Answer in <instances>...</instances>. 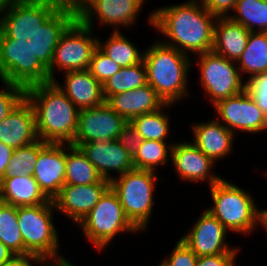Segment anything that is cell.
Instances as JSON below:
<instances>
[{"label": "cell", "mask_w": 267, "mask_h": 266, "mask_svg": "<svg viewBox=\"0 0 267 266\" xmlns=\"http://www.w3.org/2000/svg\"><path fill=\"white\" fill-rule=\"evenodd\" d=\"M92 32L76 15L54 5H38L22 39L21 61L45 81L55 80V69L62 73L87 70L98 47V37Z\"/></svg>", "instance_id": "1"}, {"label": "cell", "mask_w": 267, "mask_h": 266, "mask_svg": "<svg viewBox=\"0 0 267 266\" xmlns=\"http://www.w3.org/2000/svg\"><path fill=\"white\" fill-rule=\"evenodd\" d=\"M198 2L200 0H188L151 12L149 25L168 39H162V43L187 55L212 51L217 17Z\"/></svg>", "instance_id": "2"}, {"label": "cell", "mask_w": 267, "mask_h": 266, "mask_svg": "<svg viewBox=\"0 0 267 266\" xmlns=\"http://www.w3.org/2000/svg\"><path fill=\"white\" fill-rule=\"evenodd\" d=\"M26 98L33 107L40 140L47 143L73 142L80 110L53 81L39 79L28 67Z\"/></svg>", "instance_id": "3"}, {"label": "cell", "mask_w": 267, "mask_h": 266, "mask_svg": "<svg viewBox=\"0 0 267 266\" xmlns=\"http://www.w3.org/2000/svg\"><path fill=\"white\" fill-rule=\"evenodd\" d=\"M144 51L149 84L164 101L175 104L188 95L187 81L192 61L189 56L159 40Z\"/></svg>", "instance_id": "4"}, {"label": "cell", "mask_w": 267, "mask_h": 266, "mask_svg": "<svg viewBox=\"0 0 267 266\" xmlns=\"http://www.w3.org/2000/svg\"><path fill=\"white\" fill-rule=\"evenodd\" d=\"M210 188V212L228 231L248 235L259 226V208L243 188L222 178Z\"/></svg>", "instance_id": "5"}, {"label": "cell", "mask_w": 267, "mask_h": 266, "mask_svg": "<svg viewBox=\"0 0 267 266\" xmlns=\"http://www.w3.org/2000/svg\"><path fill=\"white\" fill-rule=\"evenodd\" d=\"M54 210L56 209L53 200L41 205L17 207L24 255L37 256L44 262L66 260L58 251L59 234L52 220Z\"/></svg>", "instance_id": "6"}, {"label": "cell", "mask_w": 267, "mask_h": 266, "mask_svg": "<svg viewBox=\"0 0 267 266\" xmlns=\"http://www.w3.org/2000/svg\"><path fill=\"white\" fill-rule=\"evenodd\" d=\"M156 181L162 182L155 171L135 168L110 181L126 217L142 232L148 229L153 213Z\"/></svg>", "instance_id": "7"}, {"label": "cell", "mask_w": 267, "mask_h": 266, "mask_svg": "<svg viewBox=\"0 0 267 266\" xmlns=\"http://www.w3.org/2000/svg\"><path fill=\"white\" fill-rule=\"evenodd\" d=\"M78 227L99 252L109 246L119 233L140 232L126 217L119 197L111 187L104 192Z\"/></svg>", "instance_id": "8"}, {"label": "cell", "mask_w": 267, "mask_h": 266, "mask_svg": "<svg viewBox=\"0 0 267 266\" xmlns=\"http://www.w3.org/2000/svg\"><path fill=\"white\" fill-rule=\"evenodd\" d=\"M200 85L215 105L218 101L237 95L245 90L246 83L235 61L228 60L213 51L198 54Z\"/></svg>", "instance_id": "9"}, {"label": "cell", "mask_w": 267, "mask_h": 266, "mask_svg": "<svg viewBox=\"0 0 267 266\" xmlns=\"http://www.w3.org/2000/svg\"><path fill=\"white\" fill-rule=\"evenodd\" d=\"M213 107L218 114L216 119L220 117L218 121L235 135L237 131L257 134L267 129V117L246 90L218 101Z\"/></svg>", "instance_id": "10"}, {"label": "cell", "mask_w": 267, "mask_h": 266, "mask_svg": "<svg viewBox=\"0 0 267 266\" xmlns=\"http://www.w3.org/2000/svg\"><path fill=\"white\" fill-rule=\"evenodd\" d=\"M146 0H89L75 15L89 28L94 29V21L100 25L114 27H129L137 22V17ZM119 27V28H118Z\"/></svg>", "instance_id": "11"}, {"label": "cell", "mask_w": 267, "mask_h": 266, "mask_svg": "<svg viewBox=\"0 0 267 266\" xmlns=\"http://www.w3.org/2000/svg\"><path fill=\"white\" fill-rule=\"evenodd\" d=\"M127 121L108 104L81 109L77 130L71 144L116 140Z\"/></svg>", "instance_id": "12"}, {"label": "cell", "mask_w": 267, "mask_h": 266, "mask_svg": "<svg viewBox=\"0 0 267 266\" xmlns=\"http://www.w3.org/2000/svg\"><path fill=\"white\" fill-rule=\"evenodd\" d=\"M66 148L65 143H47L39 139V156L33 176L49 200H53L65 185Z\"/></svg>", "instance_id": "13"}, {"label": "cell", "mask_w": 267, "mask_h": 266, "mask_svg": "<svg viewBox=\"0 0 267 266\" xmlns=\"http://www.w3.org/2000/svg\"><path fill=\"white\" fill-rule=\"evenodd\" d=\"M179 239L184 242L197 256L216 255L228 252H239V248L228 246L227 233L229 232L206 209L193 224L192 229Z\"/></svg>", "instance_id": "14"}, {"label": "cell", "mask_w": 267, "mask_h": 266, "mask_svg": "<svg viewBox=\"0 0 267 266\" xmlns=\"http://www.w3.org/2000/svg\"><path fill=\"white\" fill-rule=\"evenodd\" d=\"M171 163L181 180L193 183L208 182V186L222 178L213 172L215 162L207 157L192 141L175 142L171 149Z\"/></svg>", "instance_id": "15"}, {"label": "cell", "mask_w": 267, "mask_h": 266, "mask_svg": "<svg viewBox=\"0 0 267 266\" xmlns=\"http://www.w3.org/2000/svg\"><path fill=\"white\" fill-rule=\"evenodd\" d=\"M109 187L110 181L106 179L88 185H64L53 199L55 209L77 225L99 202Z\"/></svg>", "instance_id": "16"}, {"label": "cell", "mask_w": 267, "mask_h": 266, "mask_svg": "<svg viewBox=\"0 0 267 266\" xmlns=\"http://www.w3.org/2000/svg\"><path fill=\"white\" fill-rule=\"evenodd\" d=\"M71 145L79 147L101 177L108 181L114 178L110 174L111 171L116 172L118 175L115 177H117L134 169L133 157L117 139Z\"/></svg>", "instance_id": "17"}, {"label": "cell", "mask_w": 267, "mask_h": 266, "mask_svg": "<svg viewBox=\"0 0 267 266\" xmlns=\"http://www.w3.org/2000/svg\"><path fill=\"white\" fill-rule=\"evenodd\" d=\"M35 113L25 97L15 109L0 122V142L18 149L37 141Z\"/></svg>", "instance_id": "18"}, {"label": "cell", "mask_w": 267, "mask_h": 266, "mask_svg": "<svg viewBox=\"0 0 267 266\" xmlns=\"http://www.w3.org/2000/svg\"><path fill=\"white\" fill-rule=\"evenodd\" d=\"M63 75H65L63 85L57 80L53 82L79 110L98 107L105 103L103 86L88 69L67 71Z\"/></svg>", "instance_id": "19"}, {"label": "cell", "mask_w": 267, "mask_h": 266, "mask_svg": "<svg viewBox=\"0 0 267 266\" xmlns=\"http://www.w3.org/2000/svg\"><path fill=\"white\" fill-rule=\"evenodd\" d=\"M192 142L215 163L230 155L235 134L216 118L192 125Z\"/></svg>", "instance_id": "20"}, {"label": "cell", "mask_w": 267, "mask_h": 266, "mask_svg": "<svg viewBox=\"0 0 267 266\" xmlns=\"http://www.w3.org/2000/svg\"><path fill=\"white\" fill-rule=\"evenodd\" d=\"M105 103L127 122L139 115L156 111L165 104L149 84L111 95Z\"/></svg>", "instance_id": "21"}, {"label": "cell", "mask_w": 267, "mask_h": 266, "mask_svg": "<svg viewBox=\"0 0 267 266\" xmlns=\"http://www.w3.org/2000/svg\"><path fill=\"white\" fill-rule=\"evenodd\" d=\"M0 122L26 97L27 66L18 60L0 65Z\"/></svg>", "instance_id": "22"}, {"label": "cell", "mask_w": 267, "mask_h": 266, "mask_svg": "<svg viewBox=\"0 0 267 266\" xmlns=\"http://www.w3.org/2000/svg\"><path fill=\"white\" fill-rule=\"evenodd\" d=\"M250 31L229 17H217L212 51L237 62L246 49Z\"/></svg>", "instance_id": "23"}, {"label": "cell", "mask_w": 267, "mask_h": 266, "mask_svg": "<svg viewBox=\"0 0 267 266\" xmlns=\"http://www.w3.org/2000/svg\"><path fill=\"white\" fill-rule=\"evenodd\" d=\"M0 201L20 207L41 205L49 199L40 190L33 175H22L0 180Z\"/></svg>", "instance_id": "24"}, {"label": "cell", "mask_w": 267, "mask_h": 266, "mask_svg": "<svg viewBox=\"0 0 267 266\" xmlns=\"http://www.w3.org/2000/svg\"><path fill=\"white\" fill-rule=\"evenodd\" d=\"M241 76L267 72V32H250L246 49L236 62Z\"/></svg>", "instance_id": "25"}, {"label": "cell", "mask_w": 267, "mask_h": 266, "mask_svg": "<svg viewBox=\"0 0 267 266\" xmlns=\"http://www.w3.org/2000/svg\"><path fill=\"white\" fill-rule=\"evenodd\" d=\"M65 185L99 183L103 178L77 146L67 144Z\"/></svg>", "instance_id": "26"}, {"label": "cell", "mask_w": 267, "mask_h": 266, "mask_svg": "<svg viewBox=\"0 0 267 266\" xmlns=\"http://www.w3.org/2000/svg\"><path fill=\"white\" fill-rule=\"evenodd\" d=\"M109 37L106 42L98 38V48L119 66L130 67L143 61L144 53L121 30L113 31Z\"/></svg>", "instance_id": "27"}, {"label": "cell", "mask_w": 267, "mask_h": 266, "mask_svg": "<svg viewBox=\"0 0 267 266\" xmlns=\"http://www.w3.org/2000/svg\"><path fill=\"white\" fill-rule=\"evenodd\" d=\"M172 107V104L165 103L160 109L139 115L133 118L130 123L140 134L143 140L167 142L170 133V117L165 108Z\"/></svg>", "instance_id": "28"}, {"label": "cell", "mask_w": 267, "mask_h": 266, "mask_svg": "<svg viewBox=\"0 0 267 266\" xmlns=\"http://www.w3.org/2000/svg\"><path fill=\"white\" fill-rule=\"evenodd\" d=\"M147 84V69L144 61L122 67L114 76L110 77L103 86L105 101L111 96L125 91L141 88Z\"/></svg>", "instance_id": "29"}, {"label": "cell", "mask_w": 267, "mask_h": 266, "mask_svg": "<svg viewBox=\"0 0 267 266\" xmlns=\"http://www.w3.org/2000/svg\"><path fill=\"white\" fill-rule=\"evenodd\" d=\"M232 12L229 18L250 32H267L266 0H238Z\"/></svg>", "instance_id": "30"}, {"label": "cell", "mask_w": 267, "mask_h": 266, "mask_svg": "<svg viewBox=\"0 0 267 266\" xmlns=\"http://www.w3.org/2000/svg\"><path fill=\"white\" fill-rule=\"evenodd\" d=\"M37 6L33 0H0V18L23 39Z\"/></svg>", "instance_id": "31"}, {"label": "cell", "mask_w": 267, "mask_h": 266, "mask_svg": "<svg viewBox=\"0 0 267 266\" xmlns=\"http://www.w3.org/2000/svg\"><path fill=\"white\" fill-rule=\"evenodd\" d=\"M0 241L15 255H24V241L18 226L17 207L1 201Z\"/></svg>", "instance_id": "32"}, {"label": "cell", "mask_w": 267, "mask_h": 266, "mask_svg": "<svg viewBox=\"0 0 267 266\" xmlns=\"http://www.w3.org/2000/svg\"><path fill=\"white\" fill-rule=\"evenodd\" d=\"M172 143L143 140L138 152L133 157L135 169L155 171L157 166H165L171 157Z\"/></svg>", "instance_id": "33"}, {"label": "cell", "mask_w": 267, "mask_h": 266, "mask_svg": "<svg viewBox=\"0 0 267 266\" xmlns=\"http://www.w3.org/2000/svg\"><path fill=\"white\" fill-rule=\"evenodd\" d=\"M39 156V139L26 146L14 149L3 178L33 175Z\"/></svg>", "instance_id": "34"}, {"label": "cell", "mask_w": 267, "mask_h": 266, "mask_svg": "<svg viewBox=\"0 0 267 266\" xmlns=\"http://www.w3.org/2000/svg\"><path fill=\"white\" fill-rule=\"evenodd\" d=\"M22 39L0 18V65L21 60Z\"/></svg>", "instance_id": "35"}, {"label": "cell", "mask_w": 267, "mask_h": 266, "mask_svg": "<svg viewBox=\"0 0 267 266\" xmlns=\"http://www.w3.org/2000/svg\"><path fill=\"white\" fill-rule=\"evenodd\" d=\"M121 66L106 56L98 47L94 50L88 70L101 84L121 70Z\"/></svg>", "instance_id": "36"}, {"label": "cell", "mask_w": 267, "mask_h": 266, "mask_svg": "<svg viewBox=\"0 0 267 266\" xmlns=\"http://www.w3.org/2000/svg\"><path fill=\"white\" fill-rule=\"evenodd\" d=\"M245 83V90L267 117V72L254 75Z\"/></svg>", "instance_id": "37"}, {"label": "cell", "mask_w": 267, "mask_h": 266, "mask_svg": "<svg viewBox=\"0 0 267 266\" xmlns=\"http://www.w3.org/2000/svg\"><path fill=\"white\" fill-rule=\"evenodd\" d=\"M198 256L180 239L158 266H196Z\"/></svg>", "instance_id": "38"}, {"label": "cell", "mask_w": 267, "mask_h": 266, "mask_svg": "<svg viewBox=\"0 0 267 266\" xmlns=\"http://www.w3.org/2000/svg\"><path fill=\"white\" fill-rule=\"evenodd\" d=\"M117 140L121 143L122 147L128 152V154L134 157L142 144L143 138L132 124L127 122L119 133Z\"/></svg>", "instance_id": "39"}, {"label": "cell", "mask_w": 267, "mask_h": 266, "mask_svg": "<svg viewBox=\"0 0 267 266\" xmlns=\"http://www.w3.org/2000/svg\"><path fill=\"white\" fill-rule=\"evenodd\" d=\"M239 252H228L216 255L198 256L196 266H236Z\"/></svg>", "instance_id": "40"}, {"label": "cell", "mask_w": 267, "mask_h": 266, "mask_svg": "<svg viewBox=\"0 0 267 266\" xmlns=\"http://www.w3.org/2000/svg\"><path fill=\"white\" fill-rule=\"evenodd\" d=\"M238 0H200L204 8L216 17H229Z\"/></svg>", "instance_id": "41"}, {"label": "cell", "mask_w": 267, "mask_h": 266, "mask_svg": "<svg viewBox=\"0 0 267 266\" xmlns=\"http://www.w3.org/2000/svg\"><path fill=\"white\" fill-rule=\"evenodd\" d=\"M89 0H57L54 6L61 12L75 15Z\"/></svg>", "instance_id": "42"}, {"label": "cell", "mask_w": 267, "mask_h": 266, "mask_svg": "<svg viewBox=\"0 0 267 266\" xmlns=\"http://www.w3.org/2000/svg\"><path fill=\"white\" fill-rule=\"evenodd\" d=\"M34 263H40L41 265H44L45 262L34 255H15L11 260L3 263L1 266H33L31 262Z\"/></svg>", "instance_id": "43"}, {"label": "cell", "mask_w": 267, "mask_h": 266, "mask_svg": "<svg viewBox=\"0 0 267 266\" xmlns=\"http://www.w3.org/2000/svg\"><path fill=\"white\" fill-rule=\"evenodd\" d=\"M13 149L0 142V180L5 176L6 167L9 165Z\"/></svg>", "instance_id": "44"}, {"label": "cell", "mask_w": 267, "mask_h": 266, "mask_svg": "<svg viewBox=\"0 0 267 266\" xmlns=\"http://www.w3.org/2000/svg\"><path fill=\"white\" fill-rule=\"evenodd\" d=\"M14 256L15 254L0 241V266L11 260Z\"/></svg>", "instance_id": "45"}, {"label": "cell", "mask_w": 267, "mask_h": 266, "mask_svg": "<svg viewBox=\"0 0 267 266\" xmlns=\"http://www.w3.org/2000/svg\"><path fill=\"white\" fill-rule=\"evenodd\" d=\"M259 225L267 231V208L259 210Z\"/></svg>", "instance_id": "46"}, {"label": "cell", "mask_w": 267, "mask_h": 266, "mask_svg": "<svg viewBox=\"0 0 267 266\" xmlns=\"http://www.w3.org/2000/svg\"><path fill=\"white\" fill-rule=\"evenodd\" d=\"M57 266H74L69 260L57 261Z\"/></svg>", "instance_id": "47"}, {"label": "cell", "mask_w": 267, "mask_h": 266, "mask_svg": "<svg viewBox=\"0 0 267 266\" xmlns=\"http://www.w3.org/2000/svg\"><path fill=\"white\" fill-rule=\"evenodd\" d=\"M45 266H57V261L56 262H45Z\"/></svg>", "instance_id": "48"}]
</instances>
